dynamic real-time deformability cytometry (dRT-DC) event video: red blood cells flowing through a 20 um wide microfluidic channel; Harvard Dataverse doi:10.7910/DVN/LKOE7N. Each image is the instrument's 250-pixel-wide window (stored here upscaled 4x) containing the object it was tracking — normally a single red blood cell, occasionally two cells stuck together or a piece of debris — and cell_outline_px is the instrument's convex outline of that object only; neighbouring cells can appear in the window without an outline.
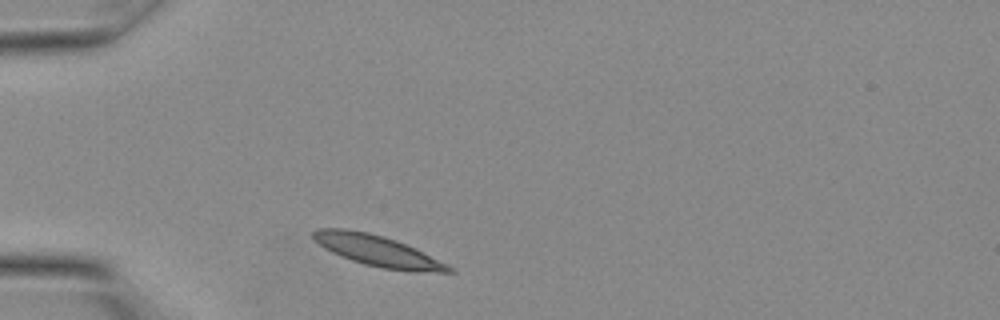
{"species": "Egyptian fruit bat (a non-hibernating species)", "species_latin": "Rousettus aegyptiacus", "temperature_condition": "warm", "stored_images_in_passage": 11, "camera_frame_rate_fps": 3000, "um_per_image_px": 0.085, "animal": {"sex": "female"}, "frame": {"image": 1, "passage_image": 1, "time_ms": 0.0, "image_size_px": [1000, 320], "cell_outline_px": [[456, 272], [408, 272], [384, 268], [364, 264], [352, 260], [332, 252], [324, 248], [312, 236], [312, 232], [316, 228], [344, 228], [368, 232], [384, 236], [396, 240], [416, 248], [456, 268]], "centroid_in_image_um": [32.16, 21.33], "position_along_channel_um": 52.8, "area_um2": 24.57}}
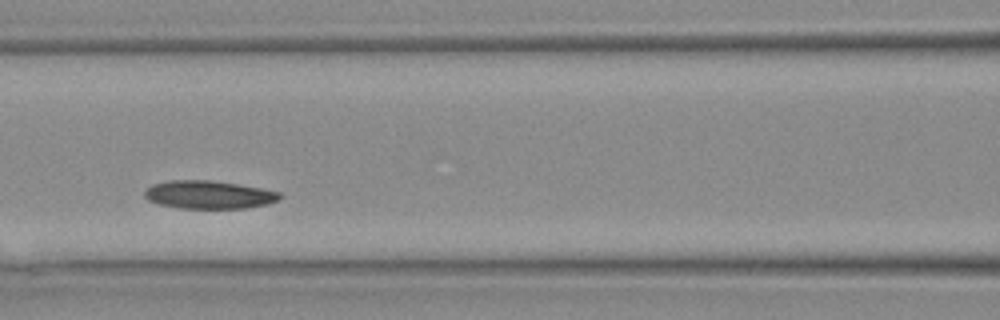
{"frame": {"image": 2, "passage_image": 6, "time_ms": 1.667, "image_size_px": [1000, 320], "cell_outline_px": [[284, 196], [280, 200], [268, 204], [248, 208], [180, 208], [160, 204], [148, 200], [144, 196], [144, 192], [152, 184], [168, 180], [208, 180], [264, 188], [280, 192]], "centroid_in_image_um": [17.8, 16.55], "position_along_channel_um": 148.8, "area_um2": 22.25}}
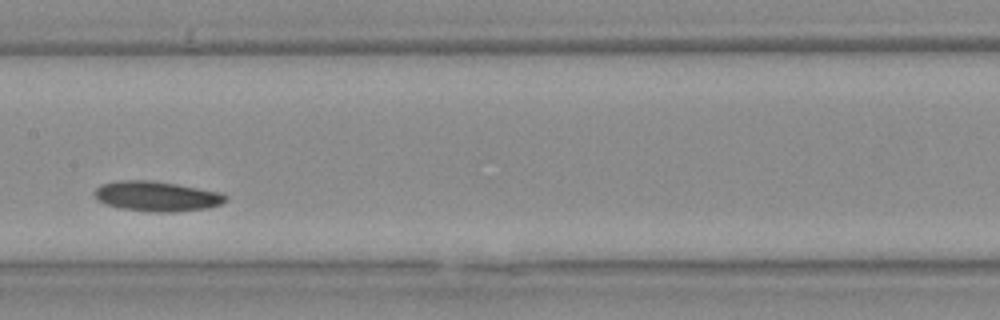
{"frame": {"image": 3, "passage_image": 8, "time_ms": 2.333, "image_size_px": [1000, 320], "cell_outline_px": [[228, 200], [220, 204], [208, 208], [180, 212], [148, 212], [120, 208], [104, 204], [96, 200], [92, 192], [100, 184], [116, 180], [148, 180], [176, 184], [220, 192], [228, 196]], "centroid_in_image_um": [13.28, 16.69], "position_along_channel_um": 194.1, "area_um2": 23.35}}